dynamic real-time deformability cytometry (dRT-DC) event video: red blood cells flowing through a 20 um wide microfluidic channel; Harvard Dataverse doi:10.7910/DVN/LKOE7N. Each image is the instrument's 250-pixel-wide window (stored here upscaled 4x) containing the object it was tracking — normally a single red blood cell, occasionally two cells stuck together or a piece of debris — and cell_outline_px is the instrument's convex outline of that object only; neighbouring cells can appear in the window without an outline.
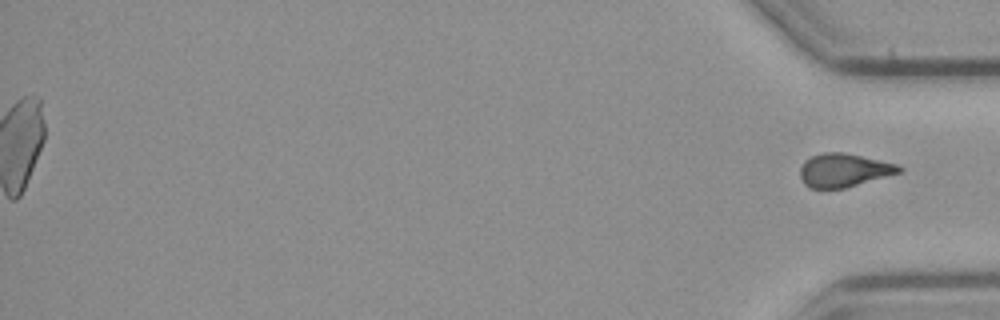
{"species": "common noctule bat (a hibernating species)", "species_latin": "Nyctalus noctula", "temperature_condition": "cold", "stored_images_in_passage": 40, "segment_of_instrument_passage": [2, 2], "camera_frame_rate_fps": 3000, "um_per_image_px": 0.085, "animal": {"sex": "male", "body_mass_g": 23.1, "forearm_length_mm": 52.7}, "frame": {"image": 1, "passage_image": 40, "time_ms": 13.0, "image_size_px": [1000, 320], "cell_outline_px": [[904, 168], [900, 172], [844, 188], [812, 188], [804, 184], [800, 176], [800, 168], [804, 160], [812, 156], [824, 152], [844, 152], [896, 164]], "centroid_in_image_um": [71.69, 14.46], "position_along_channel_um": 363.5, "area_um2": 19.02}}